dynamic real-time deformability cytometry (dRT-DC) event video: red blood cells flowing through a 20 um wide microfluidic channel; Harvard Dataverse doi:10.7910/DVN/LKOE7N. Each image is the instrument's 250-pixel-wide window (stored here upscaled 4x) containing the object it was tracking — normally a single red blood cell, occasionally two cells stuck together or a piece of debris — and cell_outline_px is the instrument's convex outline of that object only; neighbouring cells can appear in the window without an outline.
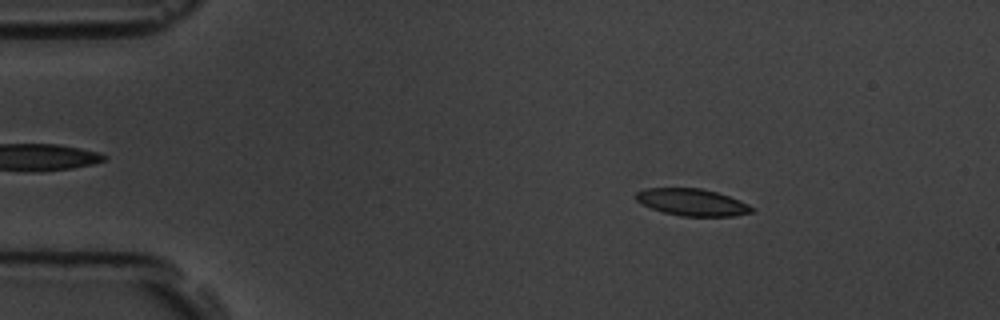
{"species": "common noctule bat (a hibernating species)", "species_latin": "Nyctalus noctula", "temperature_condition": "room temperature", "stored_images_in_passage": 7, "camera_frame_rate_fps": 3000, "um_per_image_px": 0.085, "animal": {"sex": "male", "body_mass_g": 19.5, "forearm_length_mm": 54.6}, "frame": {"image": 1, "passage_image": 2, "time_ms": 1.0, "image_size_px": [1000, 320], "cell_outline_px": [[756, 208], [752, 212], [732, 216], [680, 216], [664, 212], [652, 208], [636, 200], [632, 196], [636, 192], [644, 188], [700, 188], [716, 192], [728, 196], [748, 204]], "centroid_in_image_um": [58.81, 17.18], "position_along_channel_um": 26.2, "area_um2": 18.15}}
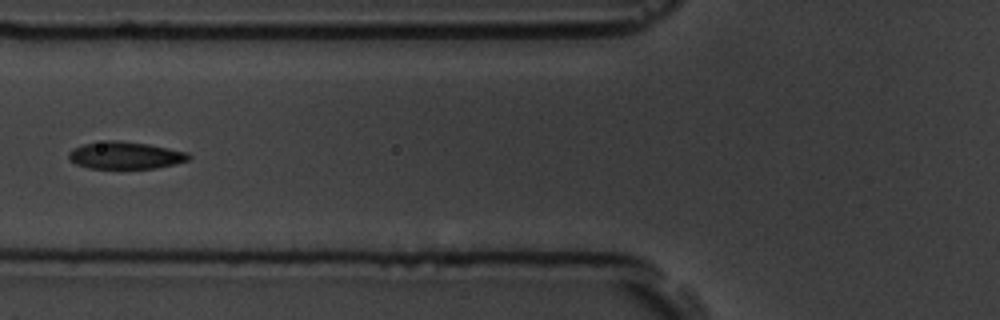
{"frame": {"image": 2, "passage_image": 5, "time_ms": 5.333, "image_size_px": [1000, 320], "cell_outline_px": [[192, 156], [188, 160], [176, 164], [156, 168], [88, 168], [76, 164], [68, 156], [68, 152], [72, 148], [84, 144], [108, 140], [116, 140], [148, 144], [188, 152]], "centroid_in_image_um": [10.67, 13.2], "position_along_channel_um": 115.1, "area_um2": 19.02}}
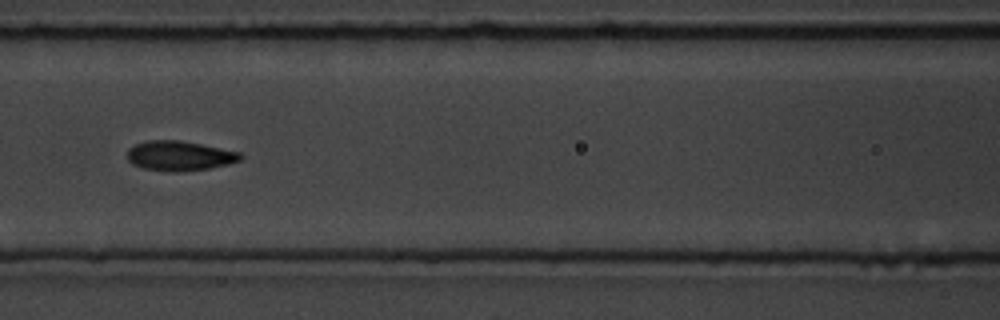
{"frame": {"image": 3, "passage_image": 6, "time_ms": 6.333, "image_size_px": [1000, 320], "cell_outline_px": [[244, 156], [240, 160], [228, 164], [208, 168], [180, 172], [172, 172], [144, 168], [132, 164], [128, 160], [128, 148], [136, 144], [148, 140], [180, 140], [240, 152]], "centroid_in_image_um": [15.25, 13.24], "position_along_channel_um": 151.3, "area_um2": 19.54}}